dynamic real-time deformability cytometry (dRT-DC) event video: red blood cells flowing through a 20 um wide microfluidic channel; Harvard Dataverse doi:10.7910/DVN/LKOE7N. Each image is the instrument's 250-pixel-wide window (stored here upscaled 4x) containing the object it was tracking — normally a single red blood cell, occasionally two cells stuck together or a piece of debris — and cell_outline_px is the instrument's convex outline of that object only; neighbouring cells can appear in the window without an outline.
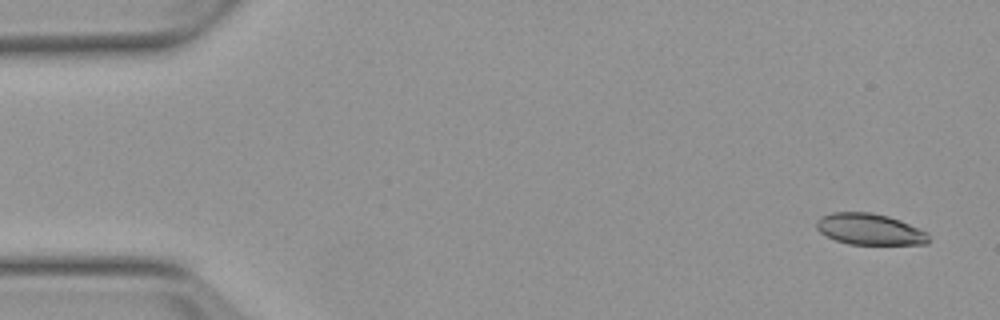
{"species": "Egyptian fruit bat (a non-hibernating species)", "species_latin": "Rousettus aegyptiacus", "temperature_condition": "warm", "stored_images_in_passage": 4, "camera_frame_rate_fps": 3000, "um_per_image_px": 0.085, "animal": {"sex": "female"}, "frame": {"image": 1, "passage_image": 1, "time_ms": 0.0, "image_size_px": [1000, 320], "cell_outline_px": [[928, 244], [848, 244], [836, 240], [820, 232], [816, 228], [816, 220], [820, 216], [832, 212], [872, 212], [888, 216], [900, 220], [928, 232]], "centroid_in_image_um": [73.9, 19.47], "position_along_channel_um": 11.1, "area_um2": 20.46}}
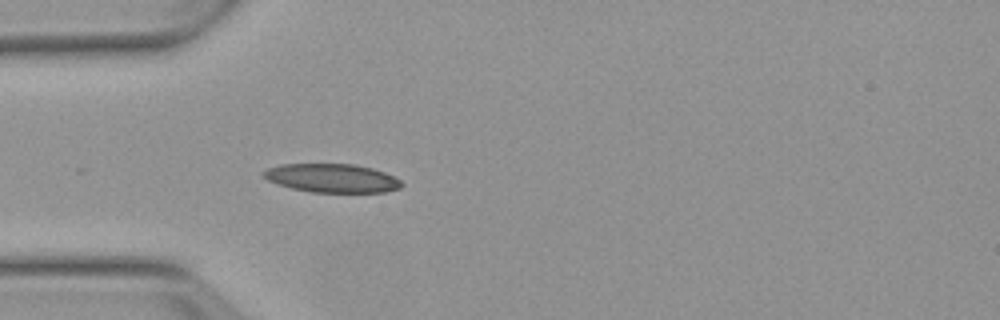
{"frame": {"image": 2, "passage_image": 4, "time_ms": 4.333, "image_size_px": [1000, 320], "cell_outline_px": [[404, 184], [400, 188], [384, 192], [312, 192], [292, 188], [276, 184], [268, 180], [260, 172], [268, 168], [280, 164], [356, 164], [372, 168], [384, 172], [400, 180]], "centroid_in_image_um": [28.2, 15.13], "position_along_channel_um": 56.8, "area_um2": 23.06}}